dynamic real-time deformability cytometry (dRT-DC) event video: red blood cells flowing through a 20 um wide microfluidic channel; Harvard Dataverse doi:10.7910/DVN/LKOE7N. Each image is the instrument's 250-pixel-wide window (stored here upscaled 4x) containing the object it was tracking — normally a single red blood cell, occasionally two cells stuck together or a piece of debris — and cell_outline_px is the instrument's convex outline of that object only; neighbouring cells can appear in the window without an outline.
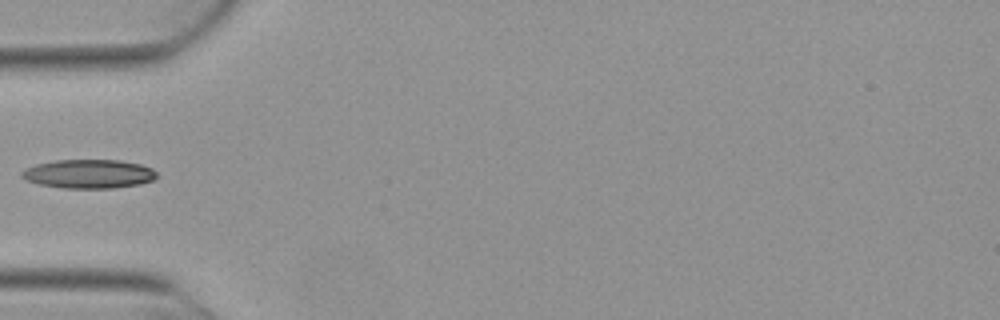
{"species": "Egyptian fruit bat (a non-hibernating species)", "species_latin": "Rousettus aegyptiacus", "temperature_condition": "warm", "stored_images_in_passage": 36, "camera_frame_rate_fps": 3000, "um_per_image_px": 0.085, "animal": {"sex": "female"}, "frame": {"image": 1, "passage_image": 1, "time_ms": 0.0, "image_size_px": [1000, 320], "cell_outline_px": [[156, 180], [140, 184], [112, 188], [64, 188], [40, 184], [24, 180], [20, 176], [20, 172], [36, 164], [56, 160], [120, 160], [140, 164], [152, 168], [156, 172]], "centroid_in_image_um": [7.55, 14.78], "position_along_channel_um": 77.4, "area_um2": 22.77}}
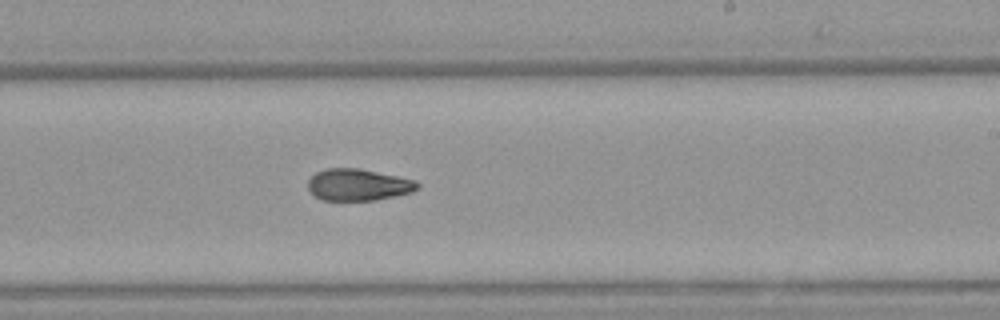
{"frame": {"image": 2, "passage_image": 15, "time_ms": 4.667, "image_size_px": [1000, 320], "cell_outline_px": [[420, 188], [412, 192], [396, 196], [376, 200], [324, 200], [316, 196], [308, 188], [308, 180], [316, 172], [328, 168], [360, 168], [416, 180], [420, 184]], "centroid_in_image_um": [30.49, 15.7], "position_along_channel_um": 258.5, "area_um2": 20.29}}
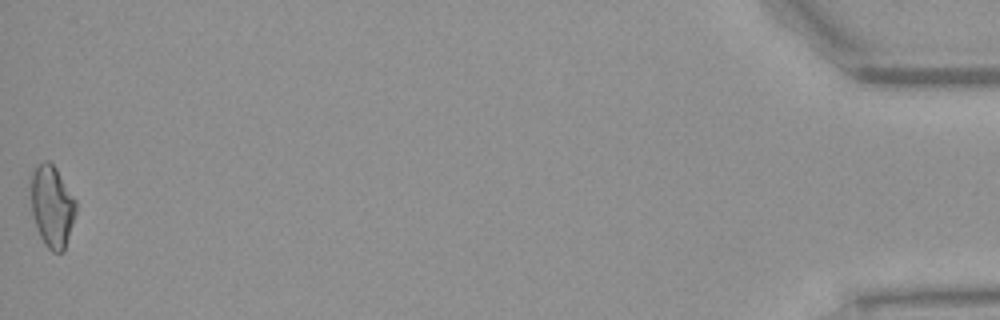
{"frame": {"image": 3, "passage_image": 36, "time_ms": 11.667, "image_size_px": [1000, 320], "cell_outline_px": [[76, 212], [64, 252], [52, 252], [44, 244], [40, 236], [32, 212], [28, 188], [32, 172], [36, 164], [44, 160], [48, 160], [56, 168], [76, 200]], "centroid_in_image_um": [4.39, 17.5], "position_along_channel_um": 430.8, "area_um2": 21.85}}